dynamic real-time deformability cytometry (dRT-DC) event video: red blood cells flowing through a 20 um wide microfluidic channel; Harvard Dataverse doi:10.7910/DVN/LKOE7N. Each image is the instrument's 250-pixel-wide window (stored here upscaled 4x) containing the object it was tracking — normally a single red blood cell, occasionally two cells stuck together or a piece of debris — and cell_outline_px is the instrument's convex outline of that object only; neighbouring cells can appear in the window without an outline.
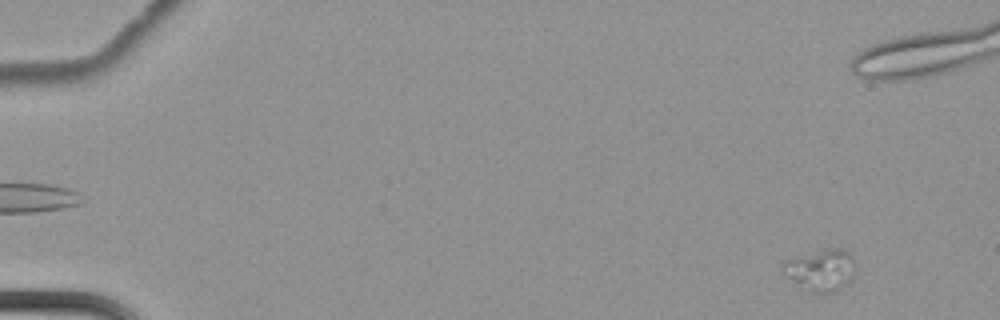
{"species": "common noctule bat (a hibernating species)", "species_latin": "Nyctalus noctula", "temperature_condition": "cold", "stored_images_in_passage": 7, "camera_frame_rate_fps": 3000, "um_per_image_px": 0.085, "animal": {"sex": "female", "body_mass_g": 22.7, "forearm_length_mm": 54.2}, "frame": {"image": 1, "passage_image": 1, "time_ms": 0.0, "image_size_px": [1000, 320], "cell_outline_px": [[856, 268], [852, 280], [836, 292], [808, 292], [796, 284], [780, 268], [780, 264], [784, 260], [796, 256], [828, 248], [844, 248], [852, 256]], "centroid_in_image_um": [69.78, 22.94], "position_along_channel_um": 15.2, "area_um2": 17.92}}